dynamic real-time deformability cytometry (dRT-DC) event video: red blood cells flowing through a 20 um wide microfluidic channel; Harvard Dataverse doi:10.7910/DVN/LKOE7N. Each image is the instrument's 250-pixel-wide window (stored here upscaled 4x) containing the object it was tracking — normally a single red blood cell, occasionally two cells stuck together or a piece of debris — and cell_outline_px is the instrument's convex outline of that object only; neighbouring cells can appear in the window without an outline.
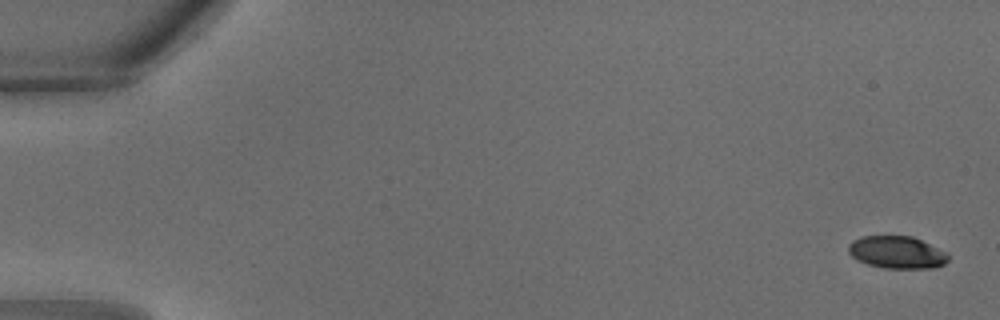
{"species": "common noctule bat (a hibernating species)", "species_latin": "Nyctalus noctula", "temperature_condition": "warm", "stored_images_in_passage": 33, "camera_frame_rate_fps": 3000, "um_per_image_px": 0.085, "animal": {"sex": "male", "body_mass_g": 18.8}, "frame": {"image": 1, "passage_image": 1, "time_ms": 0.0, "image_size_px": [1000, 320], "cell_outline_px": [[948, 260], [944, 264], [932, 268], [884, 268], [868, 264], [856, 260], [848, 252], [848, 244], [852, 240], [864, 236], [912, 236], [948, 252]], "centroid_in_image_um": [76.23, 21.44], "position_along_channel_um": 8.8, "area_um2": 18.9}}
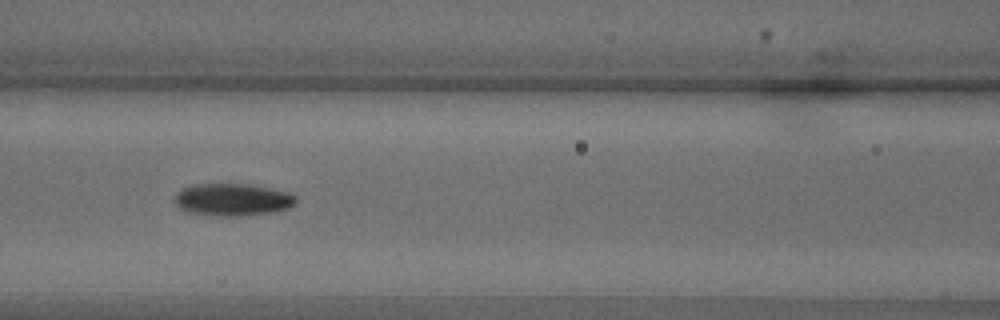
{"frame": {"image": 2, "passage_image": 15, "time_ms": 4.667, "image_size_px": [1000, 320], "cell_outline_px": [[296, 204], [288, 208], [276, 212], [240, 216], [224, 216], [196, 212], [180, 208], [172, 200], [176, 192], [192, 184], [248, 184], [292, 192], [296, 196]], "centroid_in_image_um": [19.83, 16.95], "position_along_channel_um": 146.8, "area_um2": 22.89}}
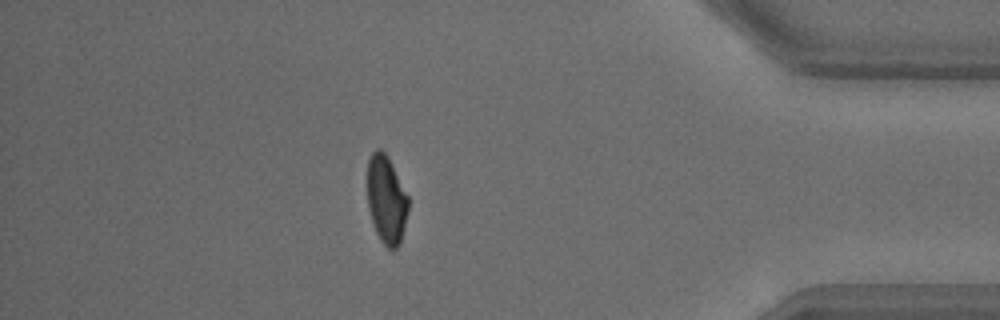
{"frame": {"image": 3, "passage_image": 29, "time_ms": 9.333, "image_size_px": [1000, 320], "cell_outline_px": [[408, 208], [400, 244], [396, 248], [388, 248], [380, 240], [376, 232], [368, 208], [368, 160], [372, 152], [376, 148], [380, 148], [388, 156], [408, 196]], "centroid_in_image_um": [32.84, 16.94], "position_along_channel_um": 402.4, "area_um2": 20.81}}